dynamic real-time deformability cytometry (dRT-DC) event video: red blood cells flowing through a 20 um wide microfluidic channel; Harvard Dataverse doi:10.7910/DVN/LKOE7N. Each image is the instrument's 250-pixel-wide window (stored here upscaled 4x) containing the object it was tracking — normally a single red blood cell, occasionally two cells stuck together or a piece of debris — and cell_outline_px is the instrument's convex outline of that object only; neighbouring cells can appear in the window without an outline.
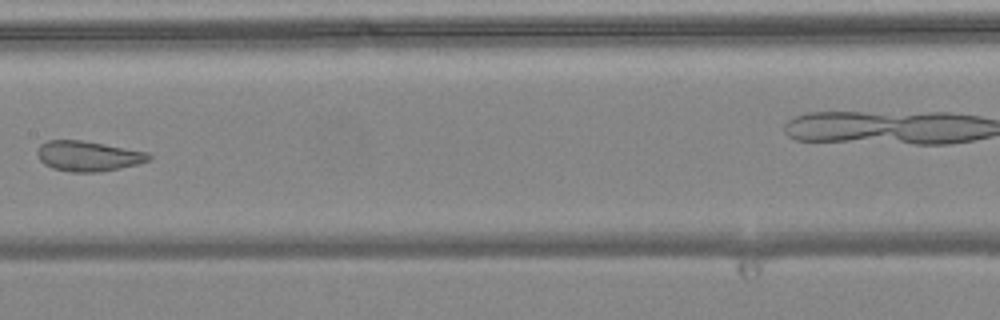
{"species": "common noctule bat (a hibernating species)", "species_latin": "Nyctalus noctula", "temperature_condition": "warm", "stored_images_in_passage": 8, "camera_frame_rate_fps": 3000, "um_per_image_px": 0.085, "animal": {"sex": "female", "body_mass_g": 24.6, "forearm_length_mm": 56.2}, "frame": {"image": 1, "passage_image": 6, "time_ms": 1.667, "image_size_px": [1000, 320], "cell_outline_px": [[152, 156], [148, 160], [136, 164], [120, 168], [96, 172], [72, 172], [52, 168], [44, 164], [40, 160], [36, 152], [40, 144], [48, 140], [80, 140], [104, 144], [148, 152]], "centroid_in_image_um": [7.45, 13.26], "position_along_channel_um": 199.9, "area_um2": 19.48}}